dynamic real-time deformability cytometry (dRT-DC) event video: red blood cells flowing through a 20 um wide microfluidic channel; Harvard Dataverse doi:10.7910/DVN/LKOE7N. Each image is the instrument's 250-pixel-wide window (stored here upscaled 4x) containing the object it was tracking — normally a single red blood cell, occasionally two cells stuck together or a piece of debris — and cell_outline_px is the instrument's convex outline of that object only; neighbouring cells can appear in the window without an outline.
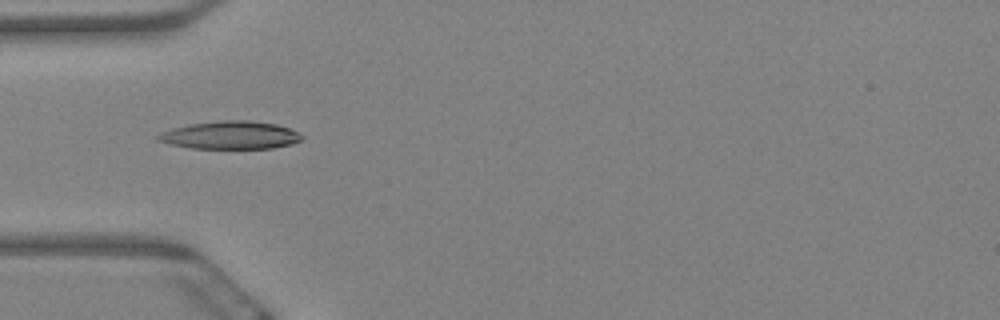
{"species": "Egyptian fruit bat (a non-hibernating species)", "species_latin": "Rousettus aegyptiacus", "temperature_condition": "warm", "stored_images_in_passage": 45, "camera_frame_rate_fps": 3000, "um_per_image_px": 0.085, "animal": {"sex": "female"}, "frame": {"image": 1, "passage_image": 3, "time_ms": 0.667, "image_size_px": [1000, 320], "cell_outline_px": [[304, 140], [292, 144], [272, 148], [188, 148], [168, 144], [156, 140], [156, 136], [160, 132], [172, 128], [192, 124], [220, 120], [248, 120], [276, 124], [288, 128], [304, 136]], "centroid_in_image_um": [19.57, 11.49], "position_along_channel_um": 65.4, "area_um2": 23.47}}
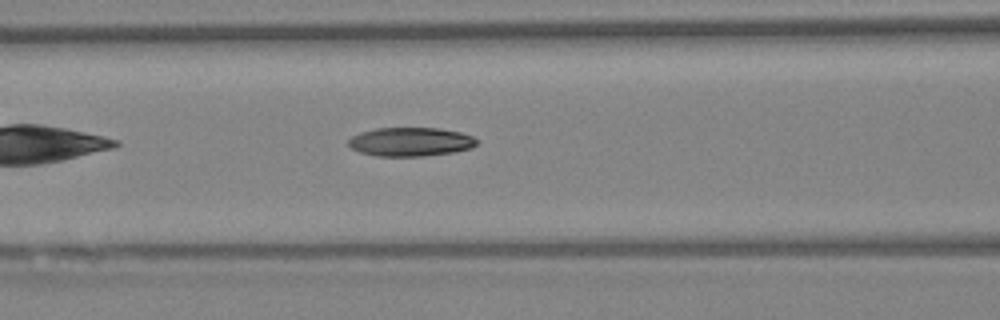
{"frame": {"image": 2, "passage_image": 9, "time_ms": 2.667, "image_size_px": [1000, 320], "cell_outline_px": [[476, 144], [472, 148], [452, 152], [424, 156], [376, 156], [360, 152], [352, 148], [348, 144], [348, 140], [352, 136], [360, 132], [376, 128], [436, 128], [460, 132], [472, 136], [476, 140]], "centroid_in_image_um": [34.87, 12.05], "position_along_channel_um": 131.7, "area_um2": 21.44}}
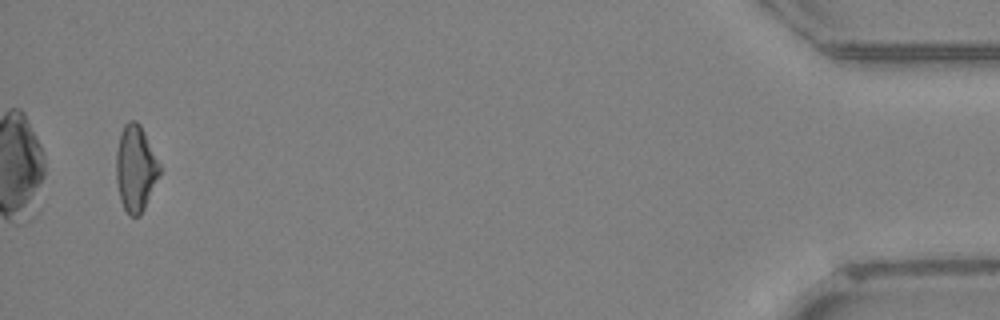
{"frame": {"image": 3, "passage_image": 43, "time_ms": 14.0, "image_size_px": [1000, 320], "cell_outline_px": [[160, 172], [144, 208], [140, 216], [128, 216], [120, 200], [116, 180], [116, 152], [120, 132], [124, 124], [128, 120], [136, 120], [140, 124], [160, 164]], "centroid_in_image_um": [11.5, 14.3], "position_along_channel_um": 423.7, "area_um2": 21.73}, "authors_computed_cell_mechanics": {"area_um2": 21.7328, "velocity_mm_per_s": 3.3258, "shape_relaxation_time_tau1_ms": 6.5301, "shape_relaxation_time_tau2_ms": 7.5213, "deformation_change_tau1": 0.2058, "deformation_change_tau2": 0.1362}}